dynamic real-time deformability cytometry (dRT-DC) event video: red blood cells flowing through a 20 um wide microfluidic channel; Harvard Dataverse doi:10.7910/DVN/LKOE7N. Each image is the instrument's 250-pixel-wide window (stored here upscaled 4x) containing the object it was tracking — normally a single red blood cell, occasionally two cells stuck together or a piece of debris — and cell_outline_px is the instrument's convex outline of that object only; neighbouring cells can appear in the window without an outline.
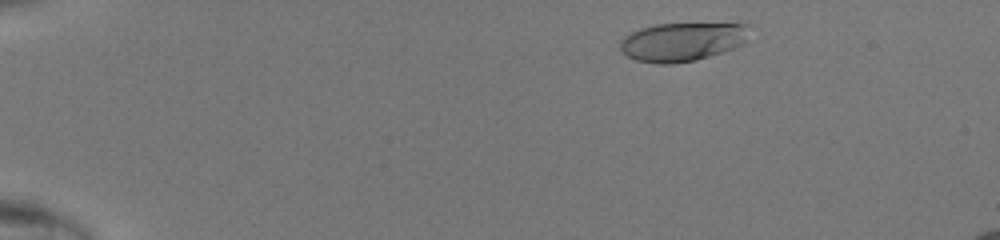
{"species": "human", "species_latin": "Homo sapiens", "temperature_condition": "room temperature", "stored_images_in_passage": 45, "camera_frame_rate_fps": 3000, "um_per_image_px": 0.085, "donor": {"sex": "male"}, "frame": {"image": 1, "passage_image": 5, "time_ms": 1.333, "image_size_px": [1000, 240], "cell_outline_px": [[748, 24], [744, 44], [696, 60], [672, 64], [660, 64], [636, 60], [620, 52], [620, 40], [624, 36], [640, 28], [656, 24], [744, 20]], "centroid_in_image_um": [58.04, 3.49], "position_along_channel_um": 27.0, "area_um2": 30.11}}
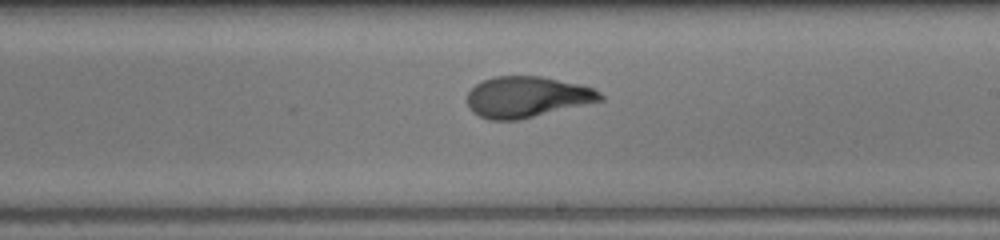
{"frame": {"image": 2, "passage_image": 27, "time_ms": 8.667, "image_size_px": [1000, 240], "cell_outline_px": [[604, 100], [516, 120], [492, 120], [480, 116], [472, 112], [468, 104], [468, 92], [476, 84], [492, 76], [540, 76], [580, 84], [592, 88], [600, 92], [604, 96]], "centroid_in_image_um": [44.79, 8.23], "position_along_channel_um": 244.2, "area_um2": 31.5}}
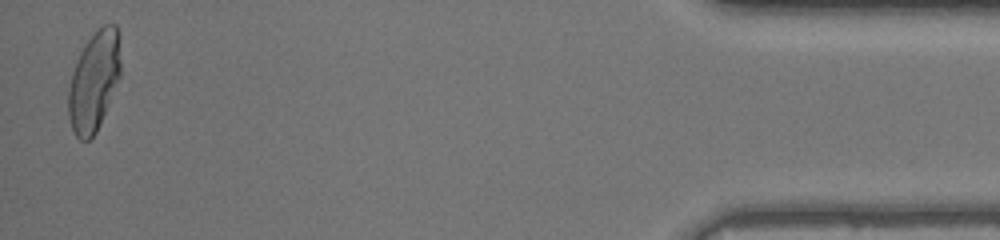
{"frame": {"image": 3, "passage_image": 44, "time_ms": 14.333, "image_size_px": [1000, 240], "cell_outline_px": [[120, 76], [100, 124], [96, 132], [88, 140], [80, 140], [76, 136], [72, 128], [68, 116], [68, 88], [72, 72], [76, 60], [84, 44], [96, 28], [104, 24], [116, 24], [120, 36]], "centroid_in_image_um": [7.99, 6.85], "position_along_channel_um": 427.2, "area_um2": 30.63}}